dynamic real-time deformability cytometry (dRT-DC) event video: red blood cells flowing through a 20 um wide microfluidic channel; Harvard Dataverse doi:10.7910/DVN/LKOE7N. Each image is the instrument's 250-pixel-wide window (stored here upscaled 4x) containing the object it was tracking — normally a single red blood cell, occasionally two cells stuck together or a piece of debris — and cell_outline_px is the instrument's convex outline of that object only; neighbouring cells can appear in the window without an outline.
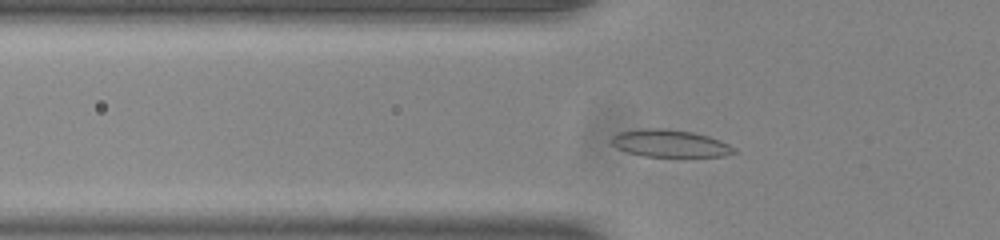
{"species": "common noctule bat (a hibernating species)", "species_latin": "Nyctalus noctula", "temperature_condition": "room temperature", "stored_images_in_passage": 43, "camera_frame_rate_fps": 3000, "um_per_image_px": 0.085, "animal": {"sex": "male", "body_mass_g": 20.0, "forearm_length_mm": 53.3}, "frame": {"image": 1, "passage_image": 8, "time_ms": 2.333, "image_size_px": [1000, 240], "cell_outline_px": [[740, 152], [724, 156], [644, 156], [628, 152], [616, 148], [608, 140], [612, 136], [620, 132], [636, 128], [664, 128], [692, 132], [708, 136], [720, 140], [736, 148]], "centroid_in_image_um": [56.93, 12.18], "position_along_channel_um": 68.9, "area_um2": 19.71}}
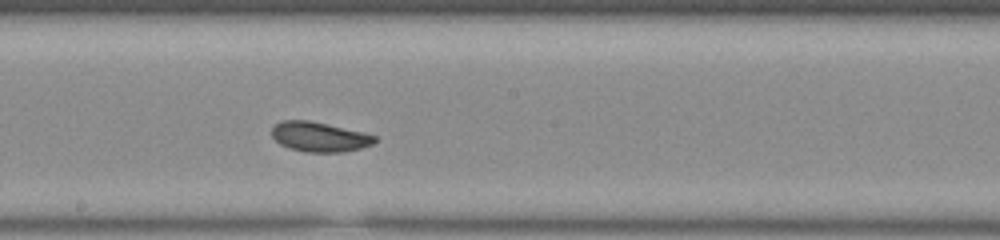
{"frame": {"image": 2, "passage_image": 20, "time_ms": 6.333, "image_size_px": [1000, 240], "cell_outline_px": [[376, 140], [372, 144], [360, 148], [344, 152], [304, 152], [288, 148], [280, 144], [272, 136], [272, 128], [280, 120], [308, 120], [364, 132], [376, 136]], "centroid_in_image_um": [27.13, 11.63], "position_along_channel_um": 221.1, "area_um2": 17.86}}
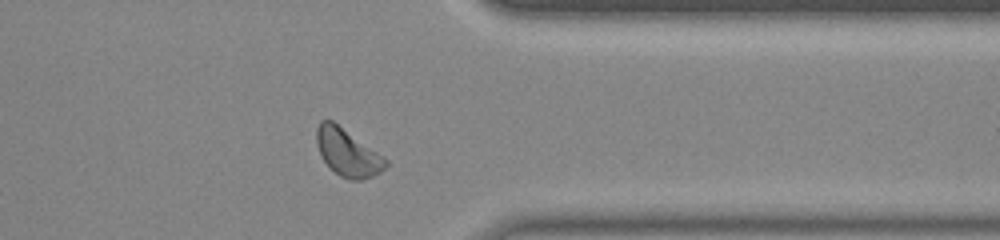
{"frame": {"image": 3, "passage_image": 33, "time_ms": 10.667, "image_size_px": [1000, 240], "cell_outline_px": [[388, 164], [380, 172], [372, 176], [360, 180], [348, 180], [340, 176], [320, 156], [316, 144], [316, 128], [320, 120], [332, 120], [388, 160]], "centroid_in_image_um": [29.51, 12.96], "position_along_channel_um": 381.9, "area_um2": 18.79}, "authors_computed_cell_mechanics": {"area_um2": 18.3226, "velocity_mm_per_s": 3.8381, "shape_relaxation_time_tau1_ms": 3.6936, "shape_relaxation_time_tau2_ms": null, "deformation_change_tau1": 0.0925, "deformation_change_tau2": null}}